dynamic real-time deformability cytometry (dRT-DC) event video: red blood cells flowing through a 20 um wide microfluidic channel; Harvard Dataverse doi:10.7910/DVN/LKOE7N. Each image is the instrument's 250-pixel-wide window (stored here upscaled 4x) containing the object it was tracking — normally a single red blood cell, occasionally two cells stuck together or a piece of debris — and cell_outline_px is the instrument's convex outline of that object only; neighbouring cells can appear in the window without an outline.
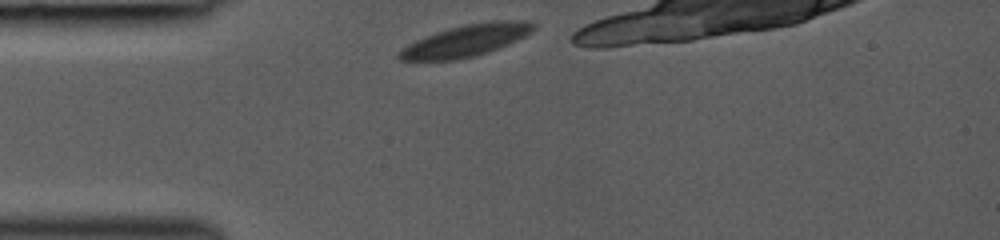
{"species": "common noctule bat (a hibernating species)", "species_latin": "Nyctalus noctula", "temperature_condition": "room temperature", "stored_images_in_passage": 9, "camera_frame_rate_fps": 3000, "um_per_image_px": 0.085, "animal": {"sex": "female", "body_mass_g": 19.0, "forearm_length_mm": 53.3}, "frame": {"image": 1, "passage_image": 1, "time_ms": 0.0, "image_size_px": [1000, 240], "cell_outline_px": [[536, 28], [532, 32], [500, 48], [476, 56], [456, 60], [400, 60], [396, 56], [396, 52], [408, 44], [416, 40], [436, 32], [464, 24], [492, 20], [532, 20], [536, 24]], "centroid_in_image_um": [39.65, 3.44], "position_along_channel_um": 45.4, "area_um2": 25.14}}
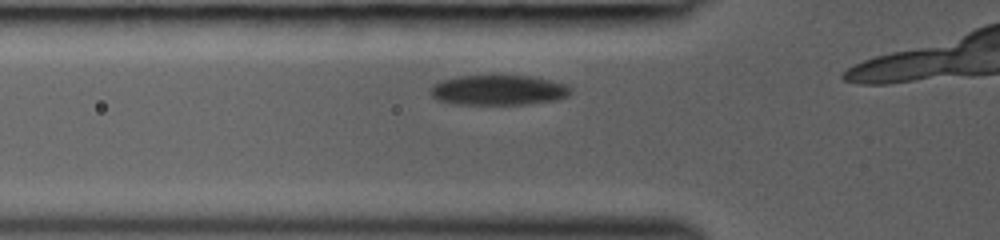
{"frame": {"image": 2, "passage_image": 5, "time_ms": 1.333, "image_size_px": [1000, 240], "cell_outline_px": [[572, 92], [568, 96], [556, 100], [524, 104], [456, 104], [436, 100], [432, 96], [432, 84], [440, 80], [456, 76], [532, 76], [564, 84], [572, 88]], "centroid_in_image_um": [42.35, 7.66], "position_along_channel_um": 83.4, "area_um2": 24.51}}
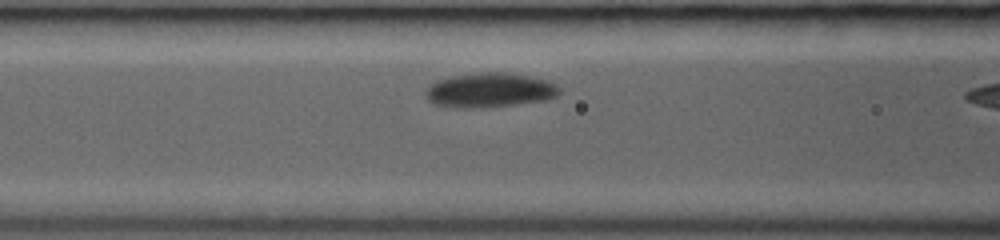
{"frame": {"image": 3, "passage_image": 8, "time_ms": 2.333, "image_size_px": [1000, 240], "cell_outline_px": [[560, 92], [556, 96], [544, 100], [516, 104], [480, 108], [452, 108], [432, 104], [428, 100], [424, 92], [424, 88], [428, 84], [436, 80], [456, 76], [484, 72], [504, 72], [544, 80], [556, 84], [560, 88]], "centroid_in_image_um": [41.53, 7.68], "position_along_channel_um": 125.1, "area_um2": 26.88}}